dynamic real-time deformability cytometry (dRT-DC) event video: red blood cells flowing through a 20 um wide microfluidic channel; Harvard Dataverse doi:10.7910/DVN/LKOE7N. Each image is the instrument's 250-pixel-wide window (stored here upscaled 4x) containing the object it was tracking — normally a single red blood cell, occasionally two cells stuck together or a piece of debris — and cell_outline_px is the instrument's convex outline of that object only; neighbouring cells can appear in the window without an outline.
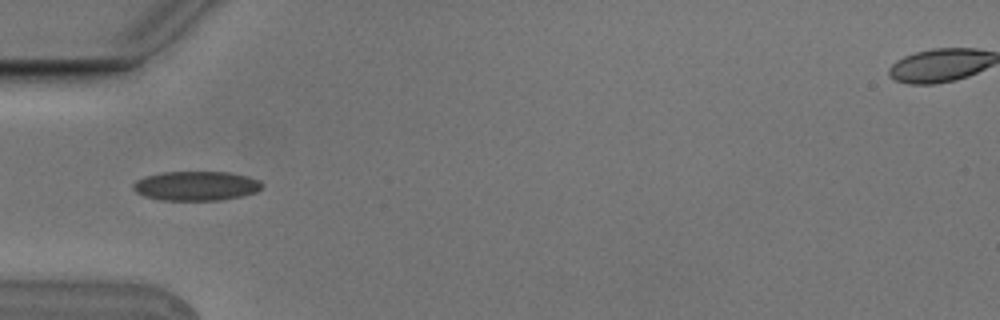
{"species": "Egyptian fruit bat (a non-hibernating species)", "species_latin": "Rousettus aegyptiacus", "temperature_condition": "cold", "stored_images_in_passage": 5, "camera_frame_rate_fps": 3000, "um_per_image_px": 0.085, "animal": {"sex": "male"}, "frame": {"image": 1, "passage_image": 5, "time_ms": 1.333, "image_size_px": [1000, 320], "cell_outline_px": [[264, 184], [256, 192], [240, 196], [220, 200], [160, 200], [144, 196], [136, 192], [132, 188], [132, 184], [136, 180], [144, 176], [164, 172], [228, 172], [248, 176], [260, 180]], "centroid_in_image_um": [16.65, 15.79], "position_along_channel_um": 68.3, "area_um2": 22.14}}